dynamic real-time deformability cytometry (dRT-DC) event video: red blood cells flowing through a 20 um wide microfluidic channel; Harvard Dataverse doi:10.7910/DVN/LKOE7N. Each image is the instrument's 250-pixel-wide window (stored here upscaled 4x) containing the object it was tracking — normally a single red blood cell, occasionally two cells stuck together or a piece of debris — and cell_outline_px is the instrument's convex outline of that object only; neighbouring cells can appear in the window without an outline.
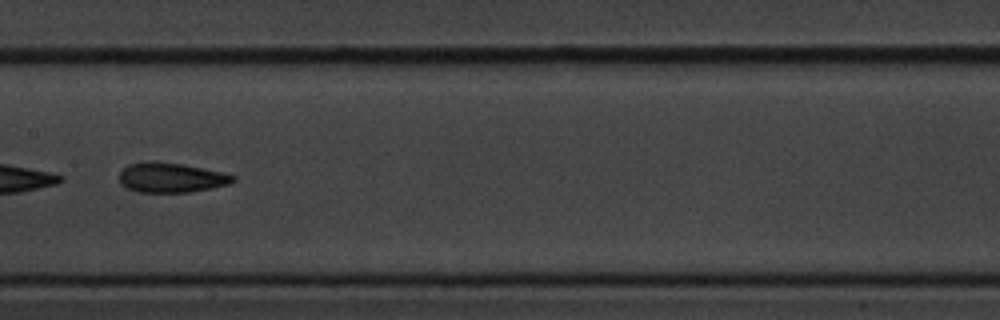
{"species": "common noctule bat (a hibernating species)", "species_latin": "Nyctalus noctula", "temperature_condition": "cold", "stored_images_in_passage": 17, "camera_frame_rate_fps": 3000, "um_per_image_px": 0.085, "animal": {"sex": "male", "body_mass_g": 20.1, "forearm_length_mm": 53.5}, "frame": {"image": 1, "passage_image": 12, "time_ms": 3.667, "image_size_px": [1000, 320], "cell_outline_px": [[236, 180], [228, 184], [212, 188], [188, 192], [140, 192], [128, 188], [120, 184], [120, 172], [128, 164], [148, 160], [156, 160], [180, 164], [220, 172], [236, 176]], "centroid_in_image_um": [14.51, 15.08], "position_along_channel_um": 192.9, "area_um2": 19.65}}